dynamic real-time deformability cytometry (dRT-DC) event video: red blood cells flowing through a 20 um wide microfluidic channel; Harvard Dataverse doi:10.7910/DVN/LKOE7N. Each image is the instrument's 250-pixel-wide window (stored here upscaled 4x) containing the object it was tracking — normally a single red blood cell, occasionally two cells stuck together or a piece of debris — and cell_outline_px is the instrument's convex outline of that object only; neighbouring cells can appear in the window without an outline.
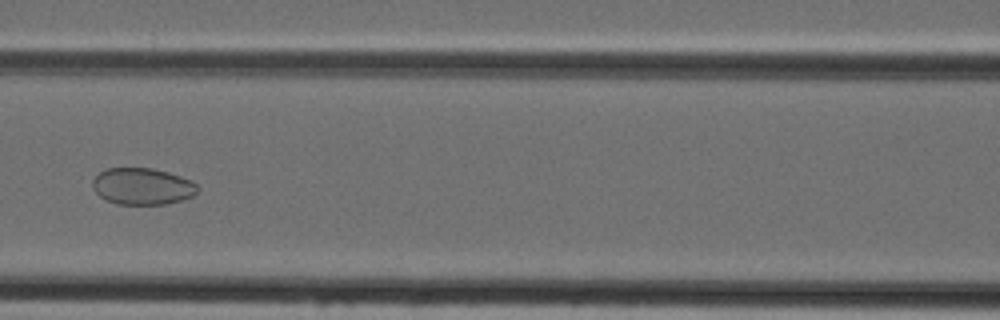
{"species": "Egyptian fruit bat (a non-hibernating species)", "species_latin": "Rousettus aegyptiacus", "temperature_condition": "cold", "stored_images_in_passage": 44, "camera_frame_rate_fps": 3000, "um_per_image_px": 0.085, "animal": {"sex": "female"}, "frame": {"image": 1, "passage_image": 18, "time_ms": 5.667, "image_size_px": [1000, 320], "cell_outline_px": [[200, 188], [192, 196], [168, 204], [116, 204], [100, 196], [92, 188], [92, 180], [104, 168], [152, 168], [168, 172], [192, 180]], "centroid_in_image_um": [12.1, 15.83], "position_along_channel_um": 154.5, "area_um2": 22.48}}
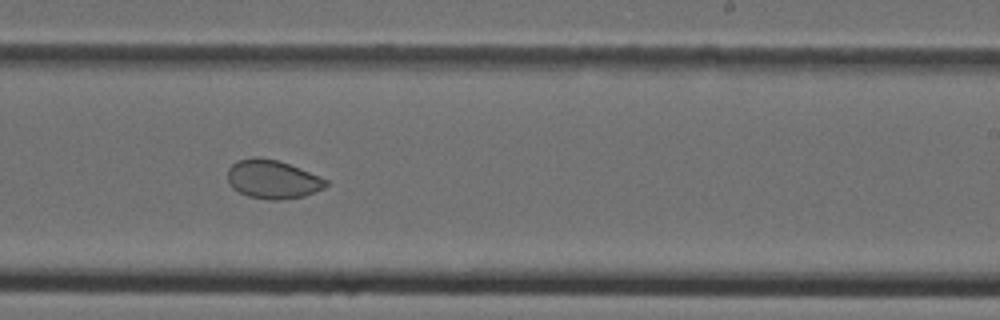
{"frame": {"image": 2, "passage_image": 26, "time_ms": 8.333, "image_size_px": [1000, 320], "cell_outline_px": [[328, 184], [324, 188], [304, 196], [280, 200], [268, 200], [248, 196], [232, 188], [228, 184], [228, 168], [236, 160], [252, 156], [256, 156], [276, 160], [300, 168], [328, 180]], "centroid_in_image_um": [23.14, 15.24], "position_along_channel_um": 265.9, "area_um2": 22.25}}
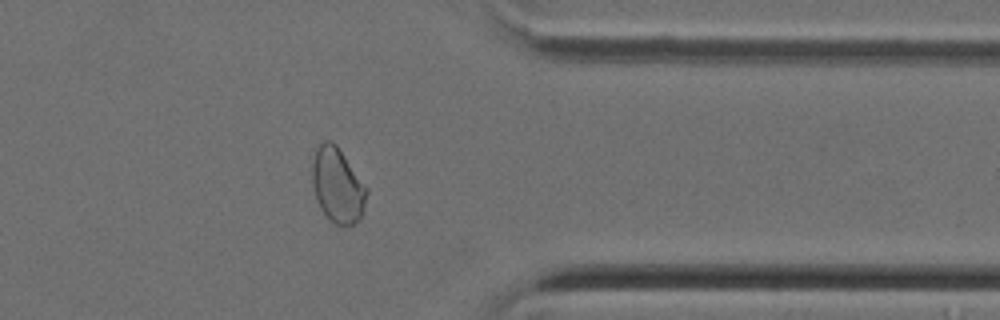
{"frame": {"image": 3, "passage_image": 35, "time_ms": 11.333, "image_size_px": [1000, 320], "cell_outline_px": [[368, 192], [364, 208], [360, 220], [352, 224], [336, 224], [320, 208], [312, 184], [312, 164], [316, 148], [324, 140], [332, 140], [336, 144], [368, 188]], "centroid_in_image_um": [28.7, 15.72], "position_along_channel_um": 382.7, "area_um2": 23.58}}